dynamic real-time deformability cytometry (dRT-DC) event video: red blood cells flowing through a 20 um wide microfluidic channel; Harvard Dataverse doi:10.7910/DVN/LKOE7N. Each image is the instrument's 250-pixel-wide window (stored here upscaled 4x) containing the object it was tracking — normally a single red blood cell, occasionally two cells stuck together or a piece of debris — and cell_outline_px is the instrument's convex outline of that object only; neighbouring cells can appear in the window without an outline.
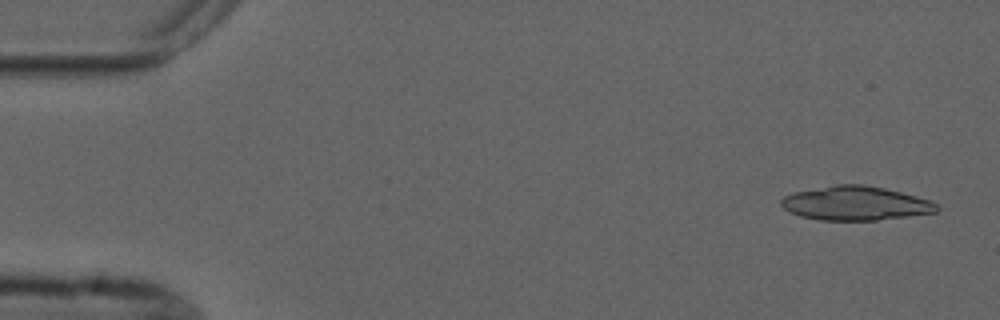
{"species": "common noctule bat (a hibernating species)", "species_latin": "Nyctalus noctula", "temperature_condition": "cold", "stored_images_in_passage": 4, "camera_frame_rate_fps": 3000, "um_per_image_px": 0.085, "animal": {"sex": "male", "forearm_length_mm": 52.5}, "frame": {"image": 1, "passage_image": 1, "time_ms": 0.0, "image_size_px": [1000, 320], "cell_outline_px": [[940, 208], [936, 212], [908, 216], [876, 220], [820, 220], [800, 216], [784, 208], [780, 204], [780, 200], [784, 196], [796, 192], [836, 184], [864, 184], [884, 188], [916, 196], [928, 200], [936, 204]], "centroid_in_image_um": [72.71, 17.28], "position_along_channel_um": 12.3, "area_um2": 30.58}}